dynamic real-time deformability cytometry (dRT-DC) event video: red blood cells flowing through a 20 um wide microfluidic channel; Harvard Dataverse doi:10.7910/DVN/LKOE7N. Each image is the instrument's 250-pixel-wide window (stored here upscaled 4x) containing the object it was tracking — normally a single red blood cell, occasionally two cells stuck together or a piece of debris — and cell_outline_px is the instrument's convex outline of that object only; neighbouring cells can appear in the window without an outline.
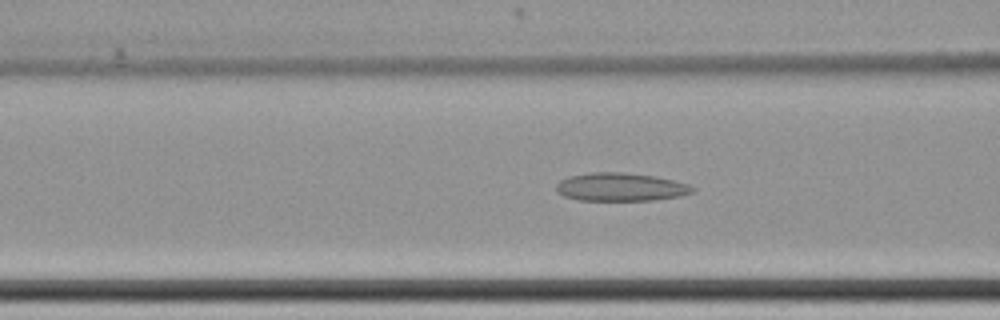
{"species": "common noctule bat (a hibernating species)", "species_latin": "Nyctalus noctula", "temperature_condition": "cold", "stored_images_in_passage": 64, "camera_frame_rate_fps": 3000, "um_per_image_px": 0.085, "animal": {"sex": "female", "body_mass_g": 22.7, "forearm_length_mm": 54.2}, "frame": {"image": 1, "passage_image": 29, "time_ms": 9.333, "image_size_px": [1000, 320], "cell_outline_px": [[696, 188], [692, 192], [680, 196], [652, 200], [576, 200], [564, 196], [556, 192], [556, 184], [560, 180], [568, 176], [592, 172], [624, 172], [656, 176], [688, 184]], "centroid_in_image_um": [52.72, 15.89], "position_along_channel_um": 113.9, "area_um2": 22.48}}
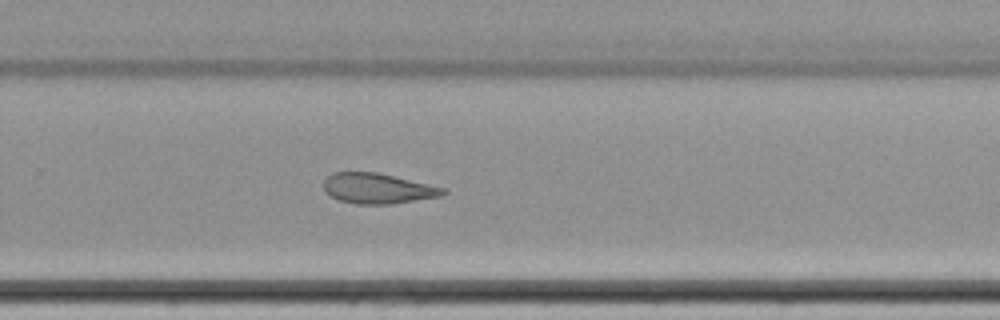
{"frame": {"image": 2, "passage_image": 45, "time_ms": 14.667, "image_size_px": [1000, 320], "cell_outline_px": [[448, 192], [444, 196], [392, 204], [356, 204], [340, 200], [324, 192], [324, 180], [332, 172], [376, 172], [448, 188]], "centroid_in_image_um": [32.16, 16.02], "position_along_channel_um": 297.6, "area_um2": 21.33}}
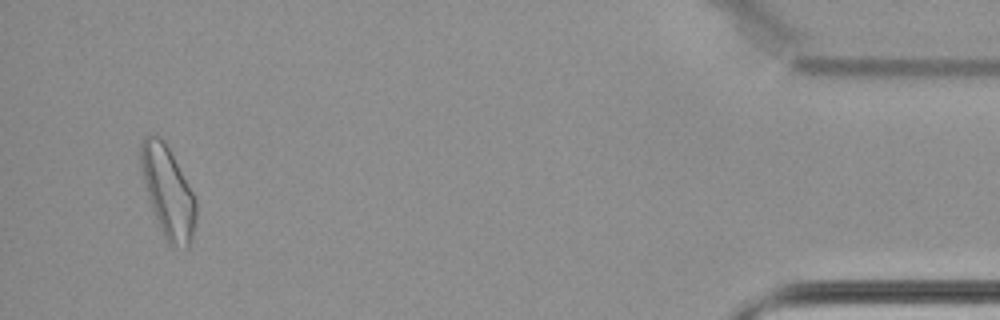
{"frame": {"image": 3, "passage_image": 62, "time_ms": 20.333, "image_size_px": [1000, 320], "cell_outline_px": [[196, 220], [192, 240], [188, 248], [172, 248], [168, 244], [156, 220], [144, 184], [140, 168], [140, 144], [144, 136], [152, 132], [160, 136], [164, 140], [192, 192], [196, 200]], "centroid_in_image_um": [14.26, 16.32], "position_along_channel_um": 420.9, "area_um2": 29.42}, "authors_computed_cell_mechanics": {"area_um2": 24.565, "velocity_mm_per_s": 3.4457, "shape_relaxation_time_tau1_ms": null, "shape_relaxation_time_tau2_ms": 8.9925, "deformation_change_tau1": null, "deformation_change_tau2": 0.1749}}